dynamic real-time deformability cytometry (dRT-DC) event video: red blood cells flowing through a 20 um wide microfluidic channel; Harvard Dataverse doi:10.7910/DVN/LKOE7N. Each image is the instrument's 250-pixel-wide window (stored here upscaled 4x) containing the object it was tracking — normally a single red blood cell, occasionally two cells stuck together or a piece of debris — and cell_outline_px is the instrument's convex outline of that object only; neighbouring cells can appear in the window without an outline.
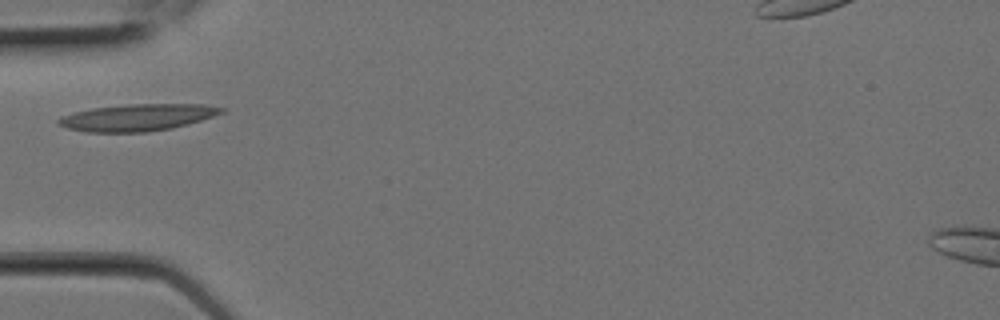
{"species": "Egyptian fruit bat (a non-hibernating species)", "species_latin": "Rousettus aegyptiacus", "temperature_condition": "room temperature", "stored_images_in_passage": 3, "camera_frame_rate_fps": 3000, "um_per_image_px": 0.085, "animal": {"sex": "female"}, "frame": {"image": 1, "passage_image": 1, "time_ms": 0.0, "image_size_px": [1000, 320], "cell_outline_px": [[224, 112], [188, 124], [172, 128], [148, 132], [88, 132], [68, 128], [56, 124], [56, 120], [60, 116], [92, 108], [128, 104], [204, 104], [224, 108]], "centroid_in_image_um": [11.65, 9.98], "position_along_channel_um": 73.3, "area_um2": 25.43}}
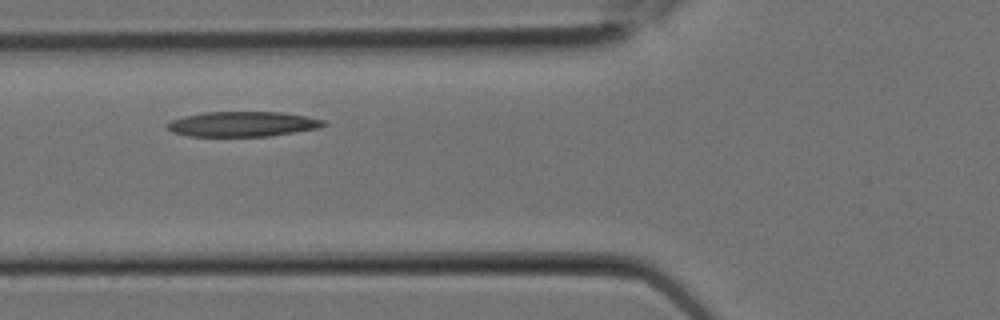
{"frame": {"image": 2, "passage_image": 2, "time_ms": 0.333, "image_size_px": [1000, 320], "cell_outline_px": [[328, 124], [320, 128], [268, 136], [188, 136], [172, 132], [168, 128], [168, 124], [172, 120], [184, 116], [204, 112], [280, 112], [304, 116], [324, 120]], "centroid_in_image_um": [20.64, 10.54], "position_along_channel_um": 105.2, "area_um2": 22.66}}
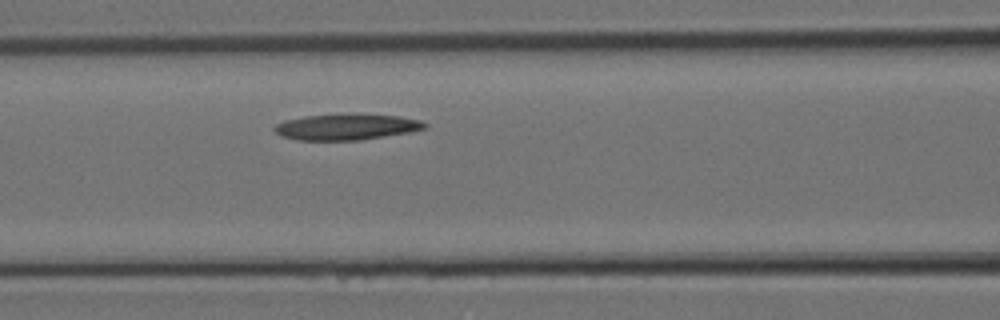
{"frame": {"image": 3, "passage_image": 3, "time_ms": 0.667, "image_size_px": [1000, 320], "cell_outline_px": [[428, 128], [412, 132], [360, 140], [296, 140], [280, 136], [272, 128], [276, 124], [284, 120], [304, 116], [400, 116], [420, 120], [428, 124]], "centroid_in_image_um": [29.44, 10.83], "position_along_channel_um": 137.2, "area_um2": 22.14}}